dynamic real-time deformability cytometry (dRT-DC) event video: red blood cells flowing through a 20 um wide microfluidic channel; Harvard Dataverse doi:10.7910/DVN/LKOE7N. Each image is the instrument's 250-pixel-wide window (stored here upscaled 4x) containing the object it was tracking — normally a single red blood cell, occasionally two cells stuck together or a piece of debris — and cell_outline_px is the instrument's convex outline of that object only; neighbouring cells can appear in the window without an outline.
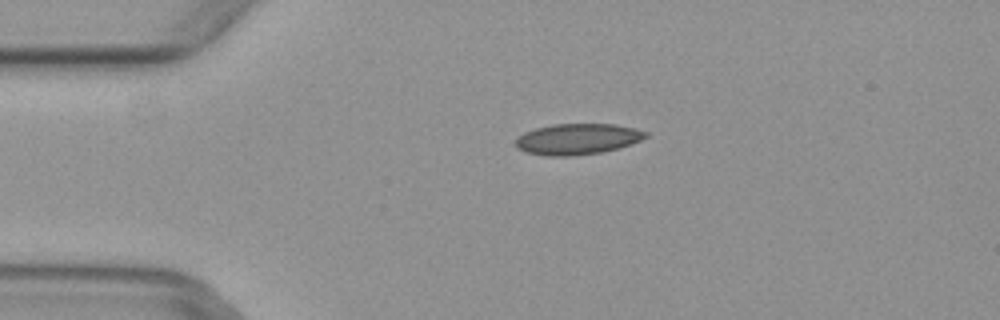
{"species": "common noctule bat (a hibernating species)", "species_latin": "Nyctalus noctula", "temperature_condition": "warm", "stored_images_in_passage": 3, "camera_frame_rate_fps": 3000, "um_per_image_px": 0.085, "animal": {"sex": "female", "body_mass_g": 29.2, "forearm_length_mm": 56.3}, "frame": {"image": 1, "passage_image": 2, "time_ms": 0.333, "image_size_px": [1000, 320], "cell_outline_px": [[648, 136], [640, 140], [616, 148], [600, 152], [568, 156], [548, 156], [528, 152], [516, 148], [516, 140], [524, 132], [536, 128], [552, 124], [616, 124], [636, 128], [648, 132]], "centroid_in_image_um": [49.08, 11.8], "position_along_channel_um": 35.9, "area_um2": 23.18}}